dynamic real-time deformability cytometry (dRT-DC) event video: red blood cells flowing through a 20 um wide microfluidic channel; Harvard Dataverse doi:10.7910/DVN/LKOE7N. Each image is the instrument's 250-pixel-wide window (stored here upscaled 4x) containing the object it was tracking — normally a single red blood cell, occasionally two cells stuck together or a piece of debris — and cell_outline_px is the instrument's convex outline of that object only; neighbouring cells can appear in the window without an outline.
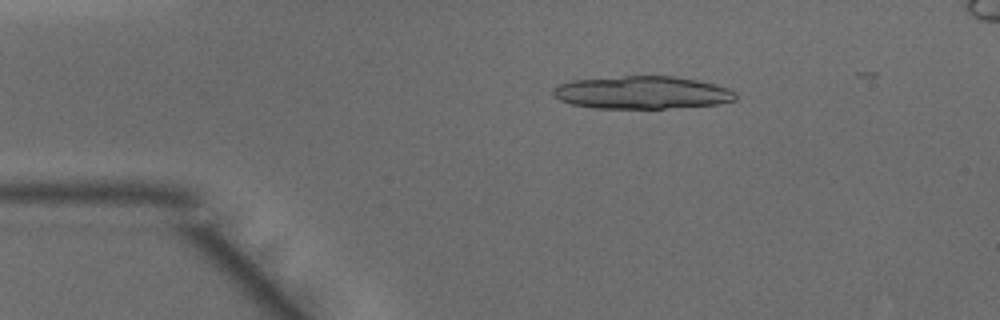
{"species": "common noctule bat (a hibernating species)", "species_latin": "Nyctalus noctula", "temperature_condition": "warm", "stored_images_in_passage": 14, "camera_frame_rate_fps": 3000, "um_per_image_px": 0.085, "animal": {"sex": "male", "body_mass_g": 15.6}, "frame": {"image": 1, "passage_image": 8, "time_ms": 2.333, "image_size_px": [1000, 320], "cell_outline_px": [[736, 100], [716, 104], [664, 108], [592, 108], [572, 104], [560, 100], [552, 96], [552, 88], [560, 84], [572, 80], [624, 76], [676, 76], [696, 80], [728, 88], [736, 92]], "centroid_in_image_um": [54.53, 7.86], "position_along_channel_um": 30.5, "area_um2": 34.74}}